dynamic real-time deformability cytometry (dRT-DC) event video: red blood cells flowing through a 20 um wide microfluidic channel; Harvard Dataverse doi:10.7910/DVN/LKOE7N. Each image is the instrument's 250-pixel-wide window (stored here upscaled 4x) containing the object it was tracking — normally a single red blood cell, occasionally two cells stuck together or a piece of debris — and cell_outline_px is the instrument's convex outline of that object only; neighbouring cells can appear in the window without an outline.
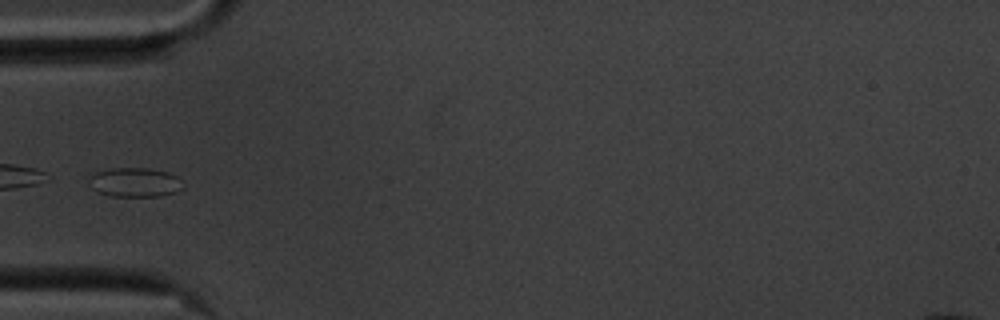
{"species": "common noctule bat (a hibernating species)", "species_latin": "Nyctalus noctula", "temperature_condition": "cold", "stored_images_in_passage": 36, "camera_frame_rate_fps": 3000, "um_per_image_px": 0.085, "animal": {"sex": "male", "body_mass_g": 20.1, "forearm_length_mm": 53.5}, "frame": {"image": 1, "passage_image": 1, "time_ms": 0.0, "image_size_px": [1000, 320], "cell_outline_px": [[184, 188], [176, 192], [160, 196], [112, 196], [100, 192], [92, 188], [88, 180], [88, 172], [112, 168], [148, 168], [168, 172], [176, 176]], "centroid_in_image_um": [11.4, 15.48], "position_along_channel_um": 73.6, "area_um2": 16.18}}
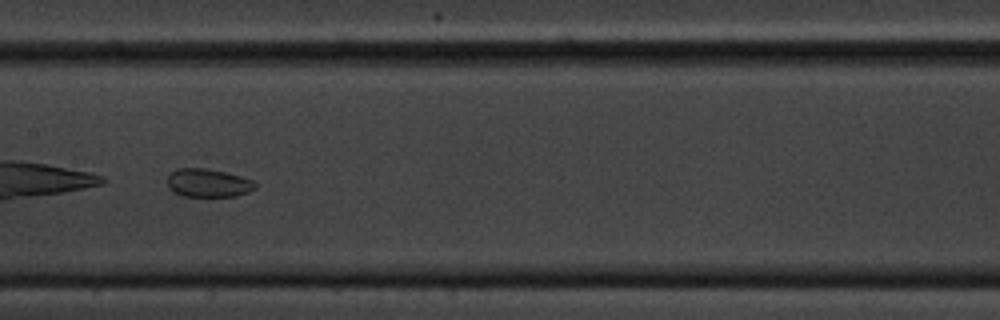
{"frame": {"image": 2, "passage_image": 11, "time_ms": 3.333, "image_size_px": [1000, 320], "cell_outline_px": [[256, 188], [248, 192], [236, 196], [184, 196], [172, 192], [168, 188], [168, 176], [176, 168], [204, 168], [224, 172], [240, 176], [252, 180], [256, 184]], "centroid_in_image_um": [17.67, 15.55], "position_along_channel_um": 189.7, "area_um2": 14.45}}
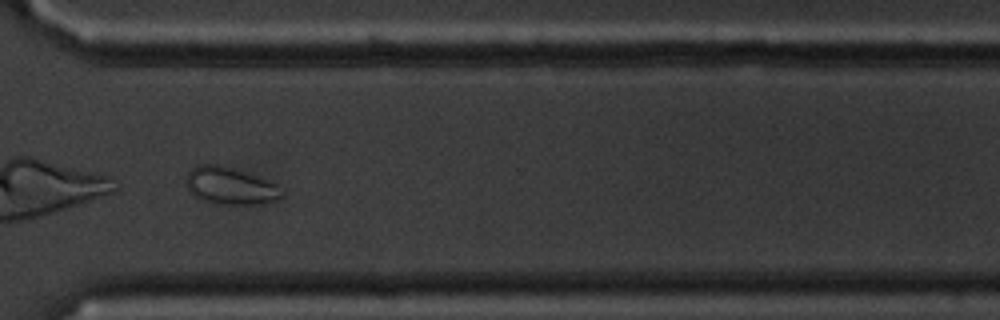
{"frame": {"image": 3, "passage_image": 25, "time_ms": 8.0, "image_size_px": [1000, 320], "cell_outline_px": [[284, 196], [276, 200], [260, 204], [216, 204], [200, 200], [188, 192], [184, 184], [184, 176], [196, 164], [216, 164], [268, 180], [276, 184], [284, 192]], "centroid_in_image_um": [19.5, 15.82], "position_along_channel_um": 351.1, "area_um2": 20.98}}